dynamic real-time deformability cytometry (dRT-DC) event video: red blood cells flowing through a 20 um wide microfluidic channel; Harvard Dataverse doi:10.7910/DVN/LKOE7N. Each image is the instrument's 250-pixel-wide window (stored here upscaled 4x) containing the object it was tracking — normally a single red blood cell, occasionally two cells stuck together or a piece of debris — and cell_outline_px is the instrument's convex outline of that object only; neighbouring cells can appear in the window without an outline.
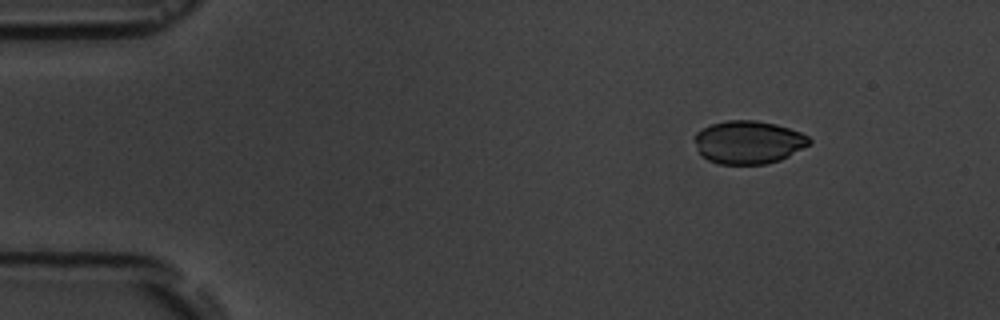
{"species": "common noctule bat (a hibernating species)", "species_latin": "Nyctalus noctula", "temperature_condition": "room temperature", "stored_images_in_passage": 4, "segment_of_instrument_passage": [2, 2], "camera_frame_rate_fps": 3000, "um_per_image_px": 0.085, "animal": {"sex": "male", "body_mass_g": 19.5, "forearm_length_mm": 54.6}, "frame": {"image": 1, "passage_image": 4, "time_ms": 3.333, "image_size_px": [1000, 320], "cell_outline_px": [[812, 140], [808, 144], [788, 156], [780, 160], [768, 164], [720, 164], [708, 160], [700, 156], [696, 144], [696, 132], [712, 124], [728, 120], [756, 120], [776, 124], [800, 132], [808, 136]], "centroid_in_image_um": [63.61, 12.09], "position_along_channel_um": 21.4, "area_um2": 28.61}}